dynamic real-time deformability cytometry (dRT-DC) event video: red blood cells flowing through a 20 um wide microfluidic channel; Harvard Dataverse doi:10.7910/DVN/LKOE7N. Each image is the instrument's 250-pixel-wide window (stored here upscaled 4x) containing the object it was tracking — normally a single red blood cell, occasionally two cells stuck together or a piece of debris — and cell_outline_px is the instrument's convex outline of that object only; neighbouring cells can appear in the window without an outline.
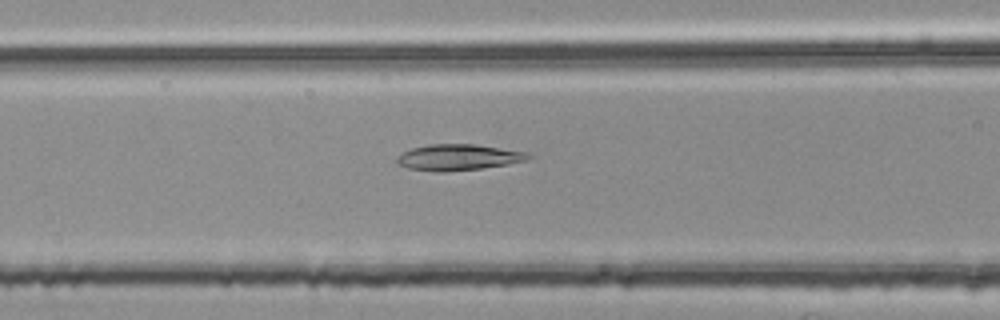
{"species": "common noctule bat (a hibernating species)", "species_latin": "Nyctalus noctula", "temperature_condition": "room temperature", "stored_images_in_passage": 43, "camera_frame_rate_fps": 3000, "um_per_image_px": 0.085, "animal": {"sex": "female", "body_mass_g": 25.1}, "frame": {"image": 1, "passage_image": 11, "time_ms": 3.333, "image_size_px": [1000, 320], "cell_outline_px": [[532, 156], [528, 160], [508, 164], [480, 168], [444, 172], [440, 172], [408, 168], [396, 164], [396, 156], [412, 148], [428, 144], [476, 144], [528, 152]], "centroid_in_image_um": [38.95, 13.36], "position_along_channel_um": 127.6, "area_um2": 20.0}}
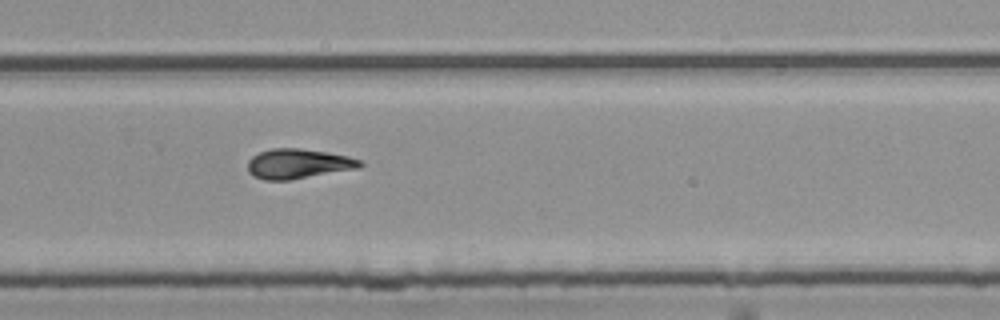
{"frame": {"image": 2, "passage_image": 25, "time_ms": 8.0, "image_size_px": [1000, 320], "cell_outline_px": [[364, 164], [356, 168], [288, 180], [264, 180], [252, 176], [248, 172], [248, 160], [252, 156], [260, 152], [272, 148], [300, 148], [328, 152], [348, 156], [364, 160]], "centroid_in_image_um": [25.32, 13.91], "position_along_channel_um": 304.5, "area_um2": 19.48}}
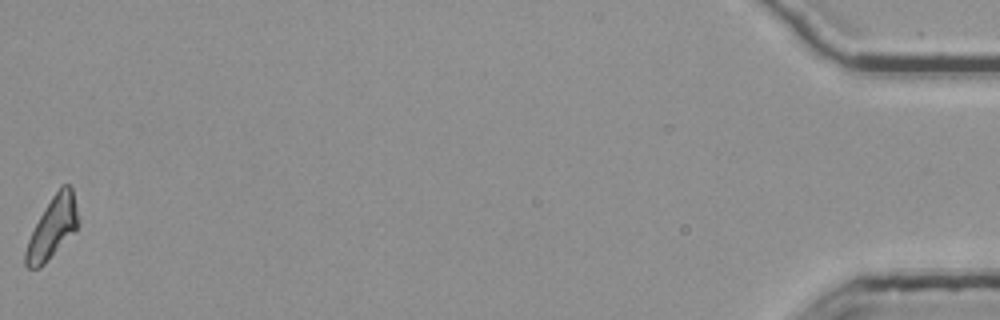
{"frame": {"image": 3, "passage_image": 43, "time_ms": 14.0, "image_size_px": [1000, 320], "cell_outline_px": [[80, 224], [76, 232], [40, 268], [28, 268], [24, 264], [24, 252], [28, 240], [40, 216], [52, 196], [60, 184], [68, 184], [72, 188]], "centroid_in_image_um": [4.47, 19.37], "position_along_channel_um": 430.7, "area_um2": 18.9}, "authors_computed_cell_mechanics": {"area_um2": 19.074, "velocity_mm_per_s": 3.8051, "shape_relaxation_time_tau1_ms": 7.7152, "shape_relaxation_time_tau2_ms": 3.3125, "deformation_change_tau1": 0.2116, "deformation_change_tau2": 0.1239}}